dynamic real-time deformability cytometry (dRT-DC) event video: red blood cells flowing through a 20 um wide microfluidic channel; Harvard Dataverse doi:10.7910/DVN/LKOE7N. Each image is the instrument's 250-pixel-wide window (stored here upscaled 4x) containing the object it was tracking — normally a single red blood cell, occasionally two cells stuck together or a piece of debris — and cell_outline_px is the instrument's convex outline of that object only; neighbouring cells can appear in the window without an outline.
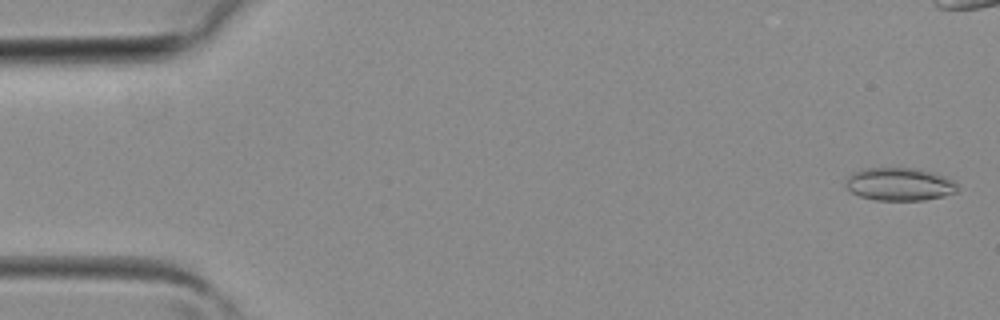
{"species": "common noctule bat (a hibernating species)", "species_latin": "Nyctalus noctula", "temperature_condition": "room temperature", "stored_images_in_passage": 40, "camera_frame_rate_fps": 3000, "um_per_image_px": 0.085, "animal": {"sex": "female", "body_mass_g": 19.3, "forearm_length_mm": 54.1}, "frame": {"image": 1, "passage_image": 1, "time_ms": 0.0, "image_size_px": [1000, 320], "cell_outline_px": [[956, 192], [944, 196], [924, 200], [876, 200], [860, 196], [852, 192], [844, 184], [848, 176], [856, 172], [868, 168], [920, 168], [936, 172], [952, 180], [956, 184]], "centroid_in_image_um": [76.48, 15.65], "position_along_channel_um": 8.5, "area_um2": 21.39}}
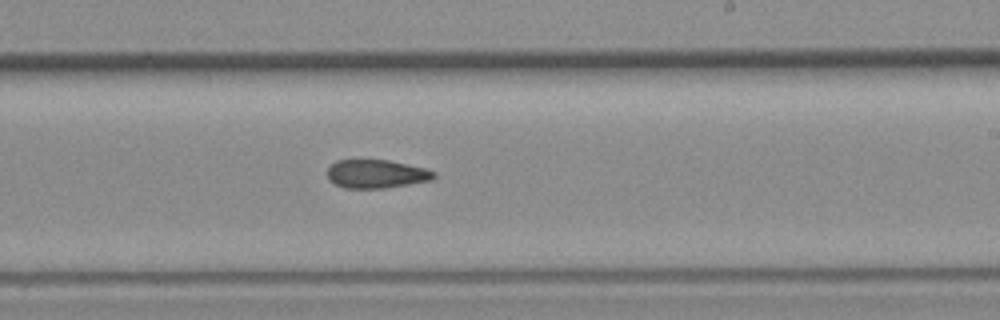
{"frame": {"image": 2, "passage_image": 23, "time_ms": 7.333, "image_size_px": [1000, 320], "cell_outline_px": [[436, 176], [432, 180], [384, 188], [344, 188], [328, 180], [328, 168], [336, 160], [388, 160], [424, 168], [436, 172]], "centroid_in_image_um": [31.98, 14.78], "position_along_channel_um": 257.0, "area_um2": 17.57}}
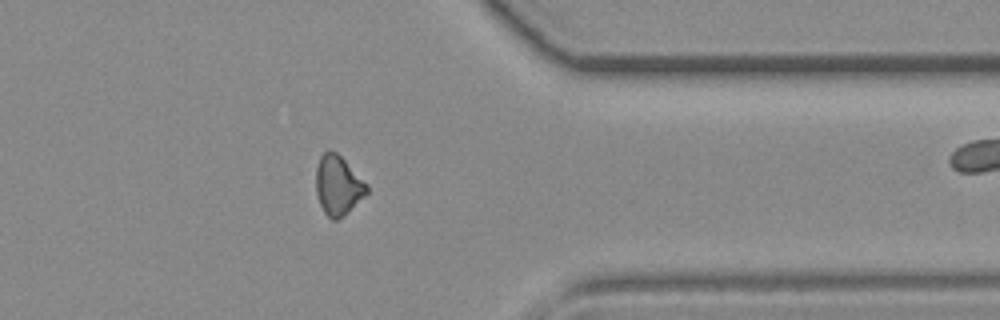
{"frame": {"image": 3, "passage_image": 31, "time_ms": 10.0, "image_size_px": [1000, 320], "cell_outline_px": [[368, 192], [344, 216], [336, 220], [332, 220], [324, 212], [320, 204], [316, 192], [316, 168], [320, 156], [328, 148], [336, 152], [368, 184]], "centroid_in_image_um": [28.72, 15.75], "position_along_channel_um": 382.7, "area_um2": 17.57}}